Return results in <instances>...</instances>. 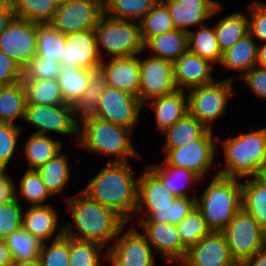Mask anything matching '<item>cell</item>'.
I'll use <instances>...</instances> for the list:
<instances>
[{
	"label": "cell",
	"instance_id": "cell-33",
	"mask_svg": "<svg viewBox=\"0 0 266 266\" xmlns=\"http://www.w3.org/2000/svg\"><path fill=\"white\" fill-rule=\"evenodd\" d=\"M213 27L219 48L224 52L249 34V19L245 14L236 12L220 19Z\"/></svg>",
	"mask_w": 266,
	"mask_h": 266
},
{
	"label": "cell",
	"instance_id": "cell-31",
	"mask_svg": "<svg viewBox=\"0 0 266 266\" xmlns=\"http://www.w3.org/2000/svg\"><path fill=\"white\" fill-rule=\"evenodd\" d=\"M63 143L56 141L48 135L32 133L24 146L25 157L28 160L29 168L38 169L47 163L51 158L61 152Z\"/></svg>",
	"mask_w": 266,
	"mask_h": 266
},
{
	"label": "cell",
	"instance_id": "cell-54",
	"mask_svg": "<svg viewBox=\"0 0 266 266\" xmlns=\"http://www.w3.org/2000/svg\"><path fill=\"white\" fill-rule=\"evenodd\" d=\"M16 185L6 170H0V204L9 202L15 198Z\"/></svg>",
	"mask_w": 266,
	"mask_h": 266
},
{
	"label": "cell",
	"instance_id": "cell-5",
	"mask_svg": "<svg viewBox=\"0 0 266 266\" xmlns=\"http://www.w3.org/2000/svg\"><path fill=\"white\" fill-rule=\"evenodd\" d=\"M238 178L215 173L195 207L203 214L211 231L221 232L242 208L241 183Z\"/></svg>",
	"mask_w": 266,
	"mask_h": 266
},
{
	"label": "cell",
	"instance_id": "cell-44",
	"mask_svg": "<svg viewBox=\"0 0 266 266\" xmlns=\"http://www.w3.org/2000/svg\"><path fill=\"white\" fill-rule=\"evenodd\" d=\"M42 242L39 259L42 266H69V237L63 233V225L59 228V233L50 243Z\"/></svg>",
	"mask_w": 266,
	"mask_h": 266
},
{
	"label": "cell",
	"instance_id": "cell-23",
	"mask_svg": "<svg viewBox=\"0 0 266 266\" xmlns=\"http://www.w3.org/2000/svg\"><path fill=\"white\" fill-rule=\"evenodd\" d=\"M59 214L50 204L30 205L23 211L22 228L41 242L48 241L59 225Z\"/></svg>",
	"mask_w": 266,
	"mask_h": 266
},
{
	"label": "cell",
	"instance_id": "cell-2",
	"mask_svg": "<svg viewBox=\"0 0 266 266\" xmlns=\"http://www.w3.org/2000/svg\"><path fill=\"white\" fill-rule=\"evenodd\" d=\"M82 192L128 223L137 207L138 178L135 180L128 162H108Z\"/></svg>",
	"mask_w": 266,
	"mask_h": 266
},
{
	"label": "cell",
	"instance_id": "cell-49",
	"mask_svg": "<svg viewBox=\"0 0 266 266\" xmlns=\"http://www.w3.org/2000/svg\"><path fill=\"white\" fill-rule=\"evenodd\" d=\"M17 194L7 203L0 204V239H6L22 227L23 206Z\"/></svg>",
	"mask_w": 266,
	"mask_h": 266
},
{
	"label": "cell",
	"instance_id": "cell-51",
	"mask_svg": "<svg viewBox=\"0 0 266 266\" xmlns=\"http://www.w3.org/2000/svg\"><path fill=\"white\" fill-rule=\"evenodd\" d=\"M248 8L251 12L249 19V34L261 42L266 41V3L253 2ZM255 36V37H254Z\"/></svg>",
	"mask_w": 266,
	"mask_h": 266
},
{
	"label": "cell",
	"instance_id": "cell-50",
	"mask_svg": "<svg viewBox=\"0 0 266 266\" xmlns=\"http://www.w3.org/2000/svg\"><path fill=\"white\" fill-rule=\"evenodd\" d=\"M21 131L16 124L0 122V170H5L11 161Z\"/></svg>",
	"mask_w": 266,
	"mask_h": 266
},
{
	"label": "cell",
	"instance_id": "cell-17",
	"mask_svg": "<svg viewBox=\"0 0 266 266\" xmlns=\"http://www.w3.org/2000/svg\"><path fill=\"white\" fill-rule=\"evenodd\" d=\"M176 199L177 197L149 167H146L143 174L138 176L135 212L145 210L141 215L143 218L148 217L152 212L166 211Z\"/></svg>",
	"mask_w": 266,
	"mask_h": 266
},
{
	"label": "cell",
	"instance_id": "cell-58",
	"mask_svg": "<svg viewBox=\"0 0 266 266\" xmlns=\"http://www.w3.org/2000/svg\"><path fill=\"white\" fill-rule=\"evenodd\" d=\"M256 66L266 68V41H263V45L261 47L259 45H257Z\"/></svg>",
	"mask_w": 266,
	"mask_h": 266
},
{
	"label": "cell",
	"instance_id": "cell-48",
	"mask_svg": "<svg viewBox=\"0 0 266 266\" xmlns=\"http://www.w3.org/2000/svg\"><path fill=\"white\" fill-rule=\"evenodd\" d=\"M60 69L59 62L36 54L22 68V80H57Z\"/></svg>",
	"mask_w": 266,
	"mask_h": 266
},
{
	"label": "cell",
	"instance_id": "cell-35",
	"mask_svg": "<svg viewBox=\"0 0 266 266\" xmlns=\"http://www.w3.org/2000/svg\"><path fill=\"white\" fill-rule=\"evenodd\" d=\"M36 170L52 195L63 191L71 175L68 159L62 151Z\"/></svg>",
	"mask_w": 266,
	"mask_h": 266
},
{
	"label": "cell",
	"instance_id": "cell-32",
	"mask_svg": "<svg viewBox=\"0 0 266 266\" xmlns=\"http://www.w3.org/2000/svg\"><path fill=\"white\" fill-rule=\"evenodd\" d=\"M26 94L22 81L0 87V122L13 123L25 118Z\"/></svg>",
	"mask_w": 266,
	"mask_h": 266
},
{
	"label": "cell",
	"instance_id": "cell-7",
	"mask_svg": "<svg viewBox=\"0 0 266 266\" xmlns=\"http://www.w3.org/2000/svg\"><path fill=\"white\" fill-rule=\"evenodd\" d=\"M232 82L231 77L187 90L188 113L211 130L213 122L225 113L228 99L234 95Z\"/></svg>",
	"mask_w": 266,
	"mask_h": 266
},
{
	"label": "cell",
	"instance_id": "cell-39",
	"mask_svg": "<svg viewBox=\"0 0 266 266\" xmlns=\"http://www.w3.org/2000/svg\"><path fill=\"white\" fill-rule=\"evenodd\" d=\"M66 36L53 28L49 23H37V55L49 58L61 64Z\"/></svg>",
	"mask_w": 266,
	"mask_h": 266
},
{
	"label": "cell",
	"instance_id": "cell-22",
	"mask_svg": "<svg viewBox=\"0 0 266 266\" xmlns=\"http://www.w3.org/2000/svg\"><path fill=\"white\" fill-rule=\"evenodd\" d=\"M108 87L125 91L138 97L140 88V64L138 56L111 58L108 62L101 61L99 67Z\"/></svg>",
	"mask_w": 266,
	"mask_h": 266
},
{
	"label": "cell",
	"instance_id": "cell-60",
	"mask_svg": "<svg viewBox=\"0 0 266 266\" xmlns=\"http://www.w3.org/2000/svg\"><path fill=\"white\" fill-rule=\"evenodd\" d=\"M227 266H247V265L245 261L234 260L232 263L228 264Z\"/></svg>",
	"mask_w": 266,
	"mask_h": 266
},
{
	"label": "cell",
	"instance_id": "cell-3",
	"mask_svg": "<svg viewBox=\"0 0 266 266\" xmlns=\"http://www.w3.org/2000/svg\"><path fill=\"white\" fill-rule=\"evenodd\" d=\"M131 132L130 128L90 116L79 123L77 142L91 152L114 155L115 159L109 162H128V156L139 157L131 144Z\"/></svg>",
	"mask_w": 266,
	"mask_h": 266
},
{
	"label": "cell",
	"instance_id": "cell-45",
	"mask_svg": "<svg viewBox=\"0 0 266 266\" xmlns=\"http://www.w3.org/2000/svg\"><path fill=\"white\" fill-rule=\"evenodd\" d=\"M103 248L96 242L69 238V266H101Z\"/></svg>",
	"mask_w": 266,
	"mask_h": 266
},
{
	"label": "cell",
	"instance_id": "cell-53",
	"mask_svg": "<svg viewBox=\"0 0 266 266\" xmlns=\"http://www.w3.org/2000/svg\"><path fill=\"white\" fill-rule=\"evenodd\" d=\"M256 67L251 68L241 77L256 96L266 99V68Z\"/></svg>",
	"mask_w": 266,
	"mask_h": 266
},
{
	"label": "cell",
	"instance_id": "cell-41",
	"mask_svg": "<svg viewBox=\"0 0 266 266\" xmlns=\"http://www.w3.org/2000/svg\"><path fill=\"white\" fill-rule=\"evenodd\" d=\"M144 43L152 37L175 29L166 5L160 0L140 21Z\"/></svg>",
	"mask_w": 266,
	"mask_h": 266
},
{
	"label": "cell",
	"instance_id": "cell-9",
	"mask_svg": "<svg viewBox=\"0 0 266 266\" xmlns=\"http://www.w3.org/2000/svg\"><path fill=\"white\" fill-rule=\"evenodd\" d=\"M212 129H208L199 139L193 140L178 148L163 149L164 162L169 166L188 169L195 172L202 179L214 164L217 142Z\"/></svg>",
	"mask_w": 266,
	"mask_h": 266
},
{
	"label": "cell",
	"instance_id": "cell-62",
	"mask_svg": "<svg viewBox=\"0 0 266 266\" xmlns=\"http://www.w3.org/2000/svg\"><path fill=\"white\" fill-rule=\"evenodd\" d=\"M262 176L266 178V167L264 169V172H263Z\"/></svg>",
	"mask_w": 266,
	"mask_h": 266
},
{
	"label": "cell",
	"instance_id": "cell-6",
	"mask_svg": "<svg viewBox=\"0 0 266 266\" xmlns=\"http://www.w3.org/2000/svg\"><path fill=\"white\" fill-rule=\"evenodd\" d=\"M93 30L101 60L104 59L101 48L112 58L138 56L145 50L139 22L116 20L104 14Z\"/></svg>",
	"mask_w": 266,
	"mask_h": 266
},
{
	"label": "cell",
	"instance_id": "cell-61",
	"mask_svg": "<svg viewBox=\"0 0 266 266\" xmlns=\"http://www.w3.org/2000/svg\"><path fill=\"white\" fill-rule=\"evenodd\" d=\"M56 4H57V6L58 5H61V4H64V3H67V2H69V1H71V0H53Z\"/></svg>",
	"mask_w": 266,
	"mask_h": 266
},
{
	"label": "cell",
	"instance_id": "cell-46",
	"mask_svg": "<svg viewBox=\"0 0 266 266\" xmlns=\"http://www.w3.org/2000/svg\"><path fill=\"white\" fill-rule=\"evenodd\" d=\"M196 194L193 197H179L166 211L152 212L148 218H142L138 222H169L180 223L194 208Z\"/></svg>",
	"mask_w": 266,
	"mask_h": 266
},
{
	"label": "cell",
	"instance_id": "cell-28",
	"mask_svg": "<svg viewBox=\"0 0 266 266\" xmlns=\"http://www.w3.org/2000/svg\"><path fill=\"white\" fill-rule=\"evenodd\" d=\"M149 168L163 181L177 198L191 197L186 190L187 186L200 183L202 178L195 172L167 165L164 161L160 165H150Z\"/></svg>",
	"mask_w": 266,
	"mask_h": 266
},
{
	"label": "cell",
	"instance_id": "cell-29",
	"mask_svg": "<svg viewBox=\"0 0 266 266\" xmlns=\"http://www.w3.org/2000/svg\"><path fill=\"white\" fill-rule=\"evenodd\" d=\"M92 71L80 67L61 66L57 80L65 103L74 106L83 96Z\"/></svg>",
	"mask_w": 266,
	"mask_h": 266
},
{
	"label": "cell",
	"instance_id": "cell-36",
	"mask_svg": "<svg viewBox=\"0 0 266 266\" xmlns=\"http://www.w3.org/2000/svg\"><path fill=\"white\" fill-rule=\"evenodd\" d=\"M160 0H106L104 14L112 19L139 22Z\"/></svg>",
	"mask_w": 266,
	"mask_h": 266
},
{
	"label": "cell",
	"instance_id": "cell-10",
	"mask_svg": "<svg viewBox=\"0 0 266 266\" xmlns=\"http://www.w3.org/2000/svg\"><path fill=\"white\" fill-rule=\"evenodd\" d=\"M103 15V0H71L57 6L49 24L67 35L94 29Z\"/></svg>",
	"mask_w": 266,
	"mask_h": 266
},
{
	"label": "cell",
	"instance_id": "cell-47",
	"mask_svg": "<svg viewBox=\"0 0 266 266\" xmlns=\"http://www.w3.org/2000/svg\"><path fill=\"white\" fill-rule=\"evenodd\" d=\"M19 187V196L24 197L31 205H43L48 197L53 196L35 169H28L19 181Z\"/></svg>",
	"mask_w": 266,
	"mask_h": 266
},
{
	"label": "cell",
	"instance_id": "cell-42",
	"mask_svg": "<svg viewBox=\"0 0 266 266\" xmlns=\"http://www.w3.org/2000/svg\"><path fill=\"white\" fill-rule=\"evenodd\" d=\"M5 241L12 253L14 262L39 257L42 242L22 227L12 232Z\"/></svg>",
	"mask_w": 266,
	"mask_h": 266
},
{
	"label": "cell",
	"instance_id": "cell-4",
	"mask_svg": "<svg viewBox=\"0 0 266 266\" xmlns=\"http://www.w3.org/2000/svg\"><path fill=\"white\" fill-rule=\"evenodd\" d=\"M225 154L219 175L232 178L261 176L266 167V127L219 143Z\"/></svg>",
	"mask_w": 266,
	"mask_h": 266
},
{
	"label": "cell",
	"instance_id": "cell-21",
	"mask_svg": "<svg viewBox=\"0 0 266 266\" xmlns=\"http://www.w3.org/2000/svg\"><path fill=\"white\" fill-rule=\"evenodd\" d=\"M148 243L169 262L178 264L185 258L187 248L182 244L176 224L169 222H138Z\"/></svg>",
	"mask_w": 266,
	"mask_h": 266
},
{
	"label": "cell",
	"instance_id": "cell-11",
	"mask_svg": "<svg viewBox=\"0 0 266 266\" xmlns=\"http://www.w3.org/2000/svg\"><path fill=\"white\" fill-rule=\"evenodd\" d=\"M24 120L38 129L34 134L46 135L51 131L64 135L74 134L78 138L80 121L75 117L73 105L26 104Z\"/></svg>",
	"mask_w": 266,
	"mask_h": 266
},
{
	"label": "cell",
	"instance_id": "cell-40",
	"mask_svg": "<svg viewBox=\"0 0 266 266\" xmlns=\"http://www.w3.org/2000/svg\"><path fill=\"white\" fill-rule=\"evenodd\" d=\"M10 2L15 17L39 24L49 23L57 8L53 0H10Z\"/></svg>",
	"mask_w": 266,
	"mask_h": 266
},
{
	"label": "cell",
	"instance_id": "cell-30",
	"mask_svg": "<svg viewBox=\"0 0 266 266\" xmlns=\"http://www.w3.org/2000/svg\"><path fill=\"white\" fill-rule=\"evenodd\" d=\"M208 129L195 117L186 113L171 127L167 128L164 149L178 148L199 139Z\"/></svg>",
	"mask_w": 266,
	"mask_h": 266
},
{
	"label": "cell",
	"instance_id": "cell-15",
	"mask_svg": "<svg viewBox=\"0 0 266 266\" xmlns=\"http://www.w3.org/2000/svg\"><path fill=\"white\" fill-rule=\"evenodd\" d=\"M143 106L138 97L107 87L100 97L98 110L94 116L133 130Z\"/></svg>",
	"mask_w": 266,
	"mask_h": 266
},
{
	"label": "cell",
	"instance_id": "cell-56",
	"mask_svg": "<svg viewBox=\"0 0 266 266\" xmlns=\"http://www.w3.org/2000/svg\"><path fill=\"white\" fill-rule=\"evenodd\" d=\"M14 259L5 239H0V266H12Z\"/></svg>",
	"mask_w": 266,
	"mask_h": 266
},
{
	"label": "cell",
	"instance_id": "cell-18",
	"mask_svg": "<svg viewBox=\"0 0 266 266\" xmlns=\"http://www.w3.org/2000/svg\"><path fill=\"white\" fill-rule=\"evenodd\" d=\"M61 66L80 67L87 70L99 69L101 58L97 51L93 29L67 34Z\"/></svg>",
	"mask_w": 266,
	"mask_h": 266
},
{
	"label": "cell",
	"instance_id": "cell-19",
	"mask_svg": "<svg viewBox=\"0 0 266 266\" xmlns=\"http://www.w3.org/2000/svg\"><path fill=\"white\" fill-rule=\"evenodd\" d=\"M167 7L175 29L188 33L189 26L204 25L222 7L216 0H161Z\"/></svg>",
	"mask_w": 266,
	"mask_h": 266
},
{
	"label": "cell",
	"instance_id": "cell-8",
	"mask_svg": "<svg viewBox=\"0 0 266 266\" xmlns=\"http://www.w3.org/2000/svg\"><path fill=\"white\" fill-rule=\"evenodd\" d=\"M221 232L234 260L245 261L266 246V231L242 208Z\"/></svg>",
	"mask_w": 266,
	"mask_h": 266
},
{
	"label": "cell",
	"instance_id": "cell-16",
	"mask_svg": "<svg viewBox=\"0 0 266 266\" xmlns=\"http://www.w3.org/2000/svg\"><path fill=\"white\" fill-rule=\"evenodd\" d=\"M233 261L223 233L212 231L187 249L178 266H227Z\"/></svg>",
	"mask_w": 266,
	"mask_h": 266
},
{
	"label": "cell",
	"instance_id": "cell-24",
	"mask_svg": "<svg viewBox=\"0 0 266 266\" xmlns=\"http://www.w3.org/2000/svg\"><path fill=\"white\" fill-rule=\"evenodd\" d=\"M150 102L148 105L152 106L155 110L157 129L161 132H164L188 113L187 94L184 90H176L171 94L160 96Z\"/></svg>",
	"mask_w": 266,
	"mask_h": 266
},
{
	"label": "cell",
	"instance_id": "cell-12",
	"mask_svg": "<svg viewBox=\"0 0 266 266\" xmlns=\"http://www.w3.org/2000/svg\"><path fill=\"white\" fill-rule=\"evenodd\" d=\"M0 51L23 68L37 54V23L14 17L0 35Z\"/></svg>",
	"mask_w": 266,
	"mask_h": 266
},
{
	"label": "cell",
	"instance_id": "cell-59",
	"mask_svg": "<svg viewBox=\"0 0 266 266\" xmlns=\"http://www.w3.org/2000/svg\"><path fill=\"white\" fill-rule=\"evenodd\" d=\"M12 266H42V265L39 257H37L30 260L14 262Z\"/></svg>",
	"mask_w": 266,
	"mask_h": 266
},
{
	"label": "cell",
	"instance_id": "cell-20",
	"mask_svg": "<svg viewBox=\"0 0 266 266\" xmlns=\"http://www.w3.org/2000/svg\"><path fill=\"white\" fill-rule=\"evenodd\" d=\"M212 69L213 63L187 50L173 62V77L177 90L187 91L215 82Z\"/></svg>",
	"mask_w": 266,
	"mask_h": 266
},
{
	"label": "cell",
	"instance_id": "cell-55",
	"mask_svg": "<svg viewBox=\"0 0 266 266\" xmlns=\"http://www.w3.org/2000/svg\"><path fill=\"white\" fill-rule=\"evenodd\" d=\"M10 0H0V35L14 18Z\"/></svg>",
	"mask_w": 266,
	"mask_h": 266
},
{
	"label": "cell",
	"instance_id": "cell-14",
	"mask_svg": "<svg viewBox=\"0 0 266 266\" xmlns=\"http://www.w3.org/2000/svg\"><path fill=\"white\" fill-rule=\"evenodd\" d=\"M140 88L138 99L145 105L146 100L166 96L177 90L173 77V62L158 58L148 57L139 59Z\"/></svg>",
	"mask_w": 266,
	"mask_h": 266
},
{
	"label": "cell",
	"instance_id": "cell-38",
	"mask_svg": "<svg viewBox=\"0 0 266 266\" xmlns=\"http://www.w3.org/2000/svg\"><path fill=\"white\" fill-rule=\"evenodd\" d=\"M26 104L59 105L63 100L58 80H22Z\"/></svg>",
	"mask_w": 266,
	"mask_h": 266
},
{
	"label": "cell",
	"instance_id": "cell-13",
	"mask_svg": "<svg viewBox=\"0 0 266 266\" xmlns=\"http://www.w3.org/2000/svg\"><path fill=\"white\" fill-rule=\"evenodd\" d=\"M121 230L116 241L104 254L112 266H155L152 247L144 234L131 227L124 235Z\"/></svg>",
	"mask_w": 266,
	"mask_h": 266
},
{
	"label": "cell",
	"instance_id": "cell-37",
	"mask_svg": "<svg viewBox=\"0 0 266 266\" xmlns=\"http://www.w3.org/2000/svg\"><path fill=\"white\" fill-rule=\"evenodd\" d=\"M108 87L106 76L102 70L96 69L90 73L88 87L83 96L74 105V113L81 115V120L97 113L100 97Z\"/></svg>",
	"mask_w": 266,
	"mask_h": 266
},
{
	"label": "cell",
	"instance_id": "cell-26",
	"mask_svg": "<svg viewBox=\"0 0 266 266\" xmlns=\"http://www.w3.org/2000/svg\"><path fill=\"white\" fill-rule=\"evenodd\" d=\"M257 45L255 39L250 34H247L222 52L219 64L229 69L239 70L241 72L240 76H242L256 66Z\"/></svg>",
	"mask_w": 266,
	"mask_h": 266
},
{
	"label": "cell",
	"instance_id": "cell-1",
	"mask_svg": "<svg viewBox=\"0 0 266 266\" xmlns=\"http://www.w3.org/2000/svg\"><path fill=\"white\" fill-rule=\"evenodd\" d=\"M73 224H63V233L69 238L105 245L114 240L127 222L115 211L89 198L82 191L73 198L65 197ZM78 230V233L74 232Z\"/></svg>",
	"mask_w": 266,
	"mask_h": 266
},
{
	"label": "cell",
	"instance_id": "cell-27",
	"mask_svg": "<svg viewBox=\"0 0 266 266\" xmlns=\"http://www.w3.org/2000/svg\"><path fill=\"white\" fill-rule=\"evenodd\" d=\"M146 48L154 53L151 56L174 62L188 50L187 33L174 29L149 38L144 43V49Z\"/></svg>",
	"mask_w": 266,
	"mask_h": 266
},
{
	"label": "cell",
	"instance_id": "cell-52",
	"mask_svg": "<svg viewBox=\"0 0 266 266\" xmlns=\"http://www.w3.org/2000/svg\"><path fill=\"white\" fill-rule=\"evenodd\" d=\"M22 81V68L0 51V87Z\"/></svg>",
	"mask_w": 266,
	"mask_h": 266
},
{
	"label": "cell",
	"instance_id": "cell-34",
	"mask_svg": "<svg viewBox=\"0 0 266 266\" xmlns=\"http://www.w3.org/2000/svg\"><path fill=\"white\" fill-rule=\"evenodd\" d=\"M188 50L211 63H220L222 52L219 48L214 27L199 25L197 31L187 33Z\"/></svg>",
	"mask_w": 266,
	"mask_h": 266
},
{
	"label": "cell",
	"instance_id": "cell-57",
	"mask_svg": "<svg viewBox=\"0 0 266 266\" xmlns=\"http://www.w3.org/2000/svg\"><path fill=\"white\" fill-rule=\"evenodd\" d=\"M247 266H266V246L261 248L254 256L245 260Z\"/></svg>",
	"mask_w": 266,
	"mask_h": 266
},
{
	"label": "cell",
	"instance_id": "cell-25",
	"mask_svg": "<svg viewBox=\"0 0 266 266\" xmlns=\"http://www.w3.org/2000/svg\"><path fill=\"white\" fill-rule=\"evenodd\" d=\"M242 209L266 231V178L255 176L241 183Z\"/></svg>",
	"mask_w": 266,
	"mask_h": 266
},
{
	"label": "cell",
	"instance_id": "cell-43",
	"mask_svg": "<svg viewBox=\"0 0 266 266\" xmlns=\"http://www.w3.org/2000/svg\"><path fill=\"white\" fill-rule=\"evenodd\" d=\"M176 226L182 244L187 249L212 232L196 207Z\"/></svg>",
	"mask_w": 266,
	"mask_h": 266
}]
</instances>
